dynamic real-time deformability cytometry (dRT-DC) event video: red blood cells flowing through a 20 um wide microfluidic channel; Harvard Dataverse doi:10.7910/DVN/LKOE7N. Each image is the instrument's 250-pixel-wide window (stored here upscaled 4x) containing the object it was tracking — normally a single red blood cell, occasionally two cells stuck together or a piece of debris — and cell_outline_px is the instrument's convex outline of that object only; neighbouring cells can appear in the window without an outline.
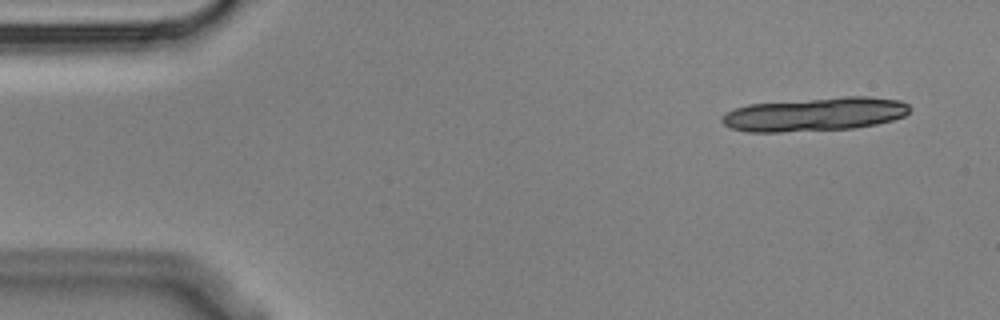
{"species": "Egyptian fruit bat (a non-hibernating species)", "species_latin": "Rousettus aegyptiacus", "temperature_condition": "cold", "stored_images_in_passage": 7, "camera_frame_rate_fps": 3000, "um_per_image_px": 0.085, "animal": {"sex": "male"}, "frame": {"image": 1, "passage_image": 1, "time_ms": 0.0, "image_size_px": [1000, 320], "cell_outline_px": [[912, 108], [904, 116], [892, 120], [876, 124], [856, 128], [780, 132], [744, 132], [732, 128], [724, 124], [720, 120], [728, 112], [736, 108], [748, 104], [844, 96], [868, 96], [900, 100], [908, 104]], "centroid_in_image_um": [69.3, 9.71], "position_along_channel_um": 15.7, "area_um2": 36.93}}
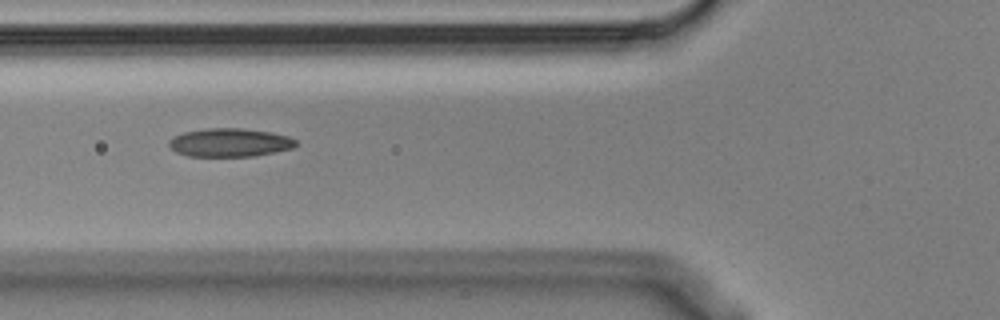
{"frame": {"image": 2, "passage_image": 6, "time_ms": 1.667, "image_size_px": [1000, 320], "cell_outline_px": [[296, 144], [292, 148], [252, 156], [188, 156], [176, 152], [168, 144], [168, 140], [172, 136], [184, 132], [208, 128], [244, 128], [272, 132], [288, 136], [296, 140]], "centroid_in_image_um": [19.49, 12.1], "position_along_channel_um": 106.3, "area_um2": 20.98}}
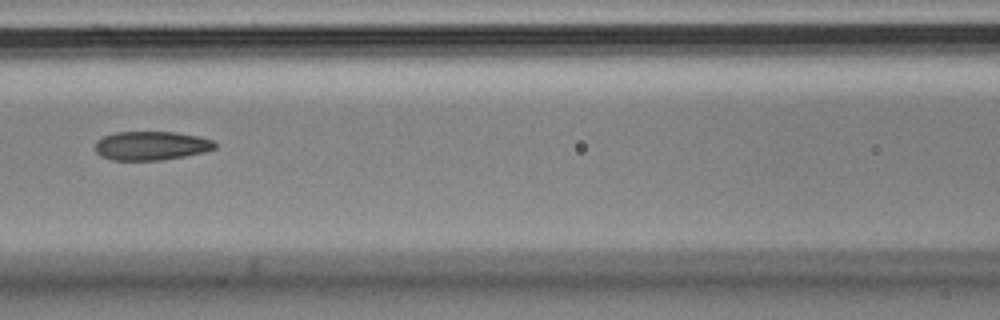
{"frame": {"image": 3, "passage_image": 7, "time_ms": 2.0, "image_size_px": [1000, 320], "cell_outline_px": [[216, 148], [204, 152], [184, 156], [160, 160], [112, 160], [100, 156], [96, 152], [96, 140], [104, 136], [116, 132], [176, 132], [196, 136], [212, 140], [216, 144]], "centroid_in_image_um": [12.83, 12.39], "position_along_channel_um": 153.8, "area_um2": 20.06}}